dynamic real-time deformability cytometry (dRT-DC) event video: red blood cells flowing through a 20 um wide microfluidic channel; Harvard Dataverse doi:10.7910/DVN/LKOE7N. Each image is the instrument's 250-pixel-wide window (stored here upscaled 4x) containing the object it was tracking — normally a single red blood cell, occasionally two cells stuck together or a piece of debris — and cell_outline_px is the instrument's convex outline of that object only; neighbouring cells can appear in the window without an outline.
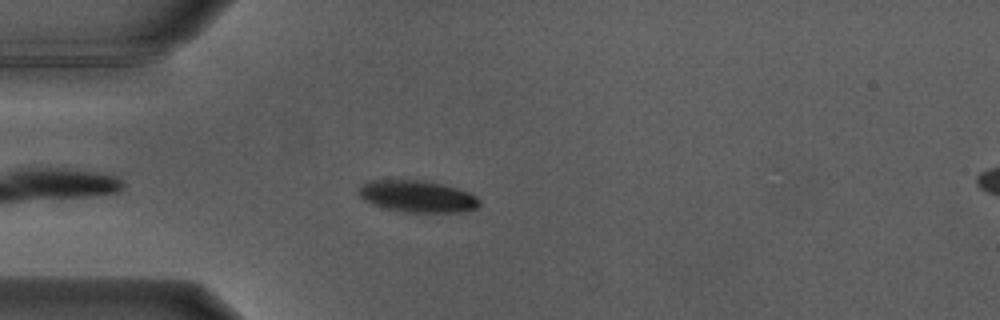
{"species": "Egyptian fruit bat (a non-hibernating species)", "species_latin": "Rousettus aegyptiacus", "temperature_condition": "warm", "stored_images_in_passage": 44, "camera_frame_rate_fps": 3000, "um_per_image_px": 0.085, "animal": {"sex": "male"}, "frame": {"image": 1, "passage_image": 5, "time_ms": 1.333, "image_size_px": [1000, 320], "cell_outline_px": [[480, 204], [476, 208], [460, 212], [404, 212], [384, 208], [372, 204], [364, 200], [356, 192], [368, 180], [424, 180], [456, 188], [468, 192], [476, 196], [480, 200]], "centroid_in_image_um": [35.46, 16.69], "position_along_channel_um": 49.5, "area_um2": 22.31}}
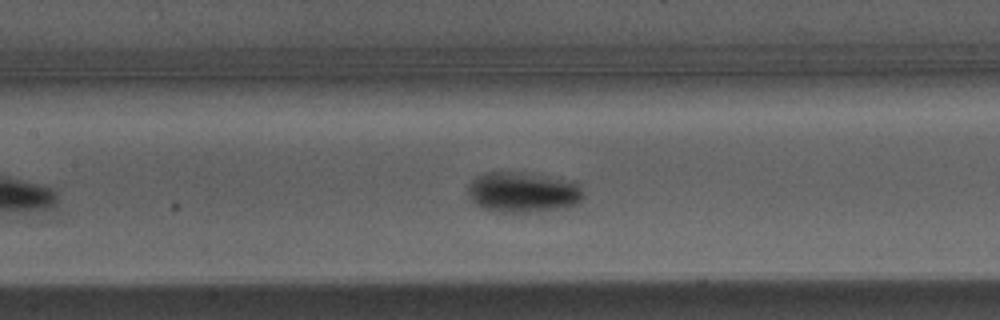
{"frame": {"image": 2, "passage_image": 15, "time_ms": 4.667, "image_size_px": [1000, 320], "cell_outline_px": [[584, 196], [576, 204], [564, 208], [524, 212], [500, 212], [484, 208], [476, 204], [472, 200], [468, 192], [468, 184], [476, 176], [484, 172], [524, 172], [580, 180], [584, 192]], "centroid_in_image_um": [44.53, 16.3], "position_along_channel_um": 162.9, "area_um2": 27.8}}
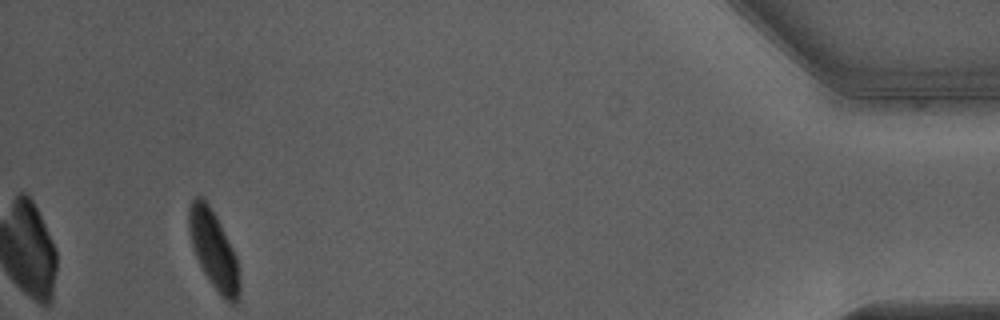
{"frame": {"image": 3, "passage_image": 41, "time_ms": 13.333, "image_size_px": [1000, 320], "cell_outline_px": [[240, 292], [236, 304], [228, 304], [220, 296], [204, 272], [192, 248], [188, 232], [188, 204], [196, 196], [200, 196], [208, 204], [220, 224], [236, 256], [240, 280]], "centroid_in_image_um": [18.15, 21.28], "position_along_channel_um": 417.1, "area_um2": 23.0}, "authors_computed_cell_mechanics": {"area_um2": 24.3049, "velocity_mm_per_s": 3.8028, "shape_relaxation_time_tau1_ms": 2.1645, "shape_relaxation_time_tau2_ms": null, "deformation_change_tau1": 0.1659, "deformation_change_tau2": null}}